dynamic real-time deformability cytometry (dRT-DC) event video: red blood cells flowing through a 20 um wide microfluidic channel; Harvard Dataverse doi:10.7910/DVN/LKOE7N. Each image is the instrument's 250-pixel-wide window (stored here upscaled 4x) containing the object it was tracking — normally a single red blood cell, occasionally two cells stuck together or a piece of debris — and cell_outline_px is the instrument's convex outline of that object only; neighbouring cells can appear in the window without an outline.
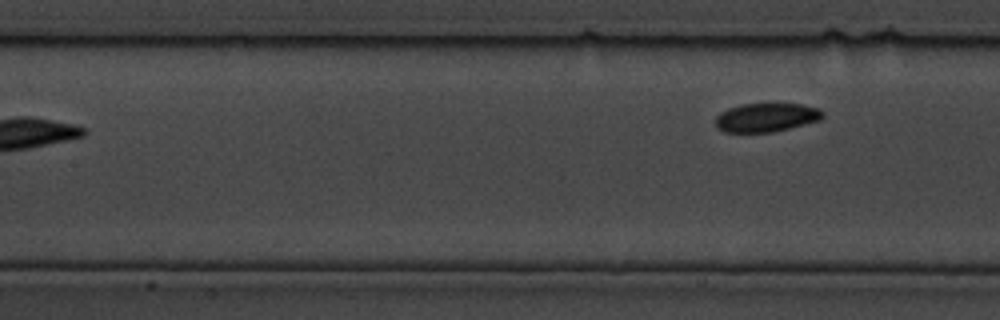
{"species": "common noctule bat (a hibernating species)", "species_latin": "Nyctalus noctula", "temperature_condition": "cold", "stored_images_in_passage": 8, "segment_of_instrument_passage": [2, 2], "camera_frame_rate_fps": 3000, "um_per_image_px": 0.085, "animal": {"sex": "male", "body_mass_g": 19.5, "forearm_length_mm": 54.6}, "frame": {"image": 1, "passage_image": 8, "time_ms": 2.333, "image_size_px": [1000, 320], "cell_outline_px": [[824, 116], [820, 120], [772, 132], [724, 132], [716, 128], [716, 116], [720, 112], [728, 108], [744, 104], [800, 104], [820, 108], [824, 112]], "centroid_in_image_um": [65.13, 9.98], "position_along_channel_um": 142.3, "area_um2": 17.92}}